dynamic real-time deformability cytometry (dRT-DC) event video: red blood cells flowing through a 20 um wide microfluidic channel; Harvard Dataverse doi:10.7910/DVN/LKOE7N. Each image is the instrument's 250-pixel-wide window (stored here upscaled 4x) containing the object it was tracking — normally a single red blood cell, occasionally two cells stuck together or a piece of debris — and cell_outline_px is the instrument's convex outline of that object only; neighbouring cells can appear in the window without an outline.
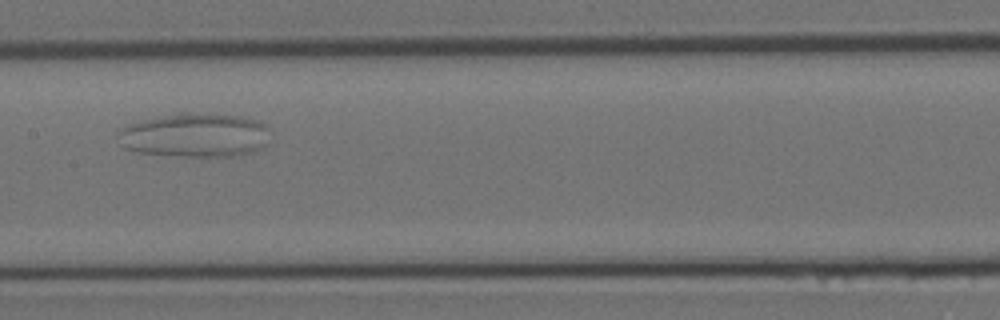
{"species": "Egyptian fruit bat (a non-hibernating species)", "species_latin": "Rousettus aegyptiacus", "temperature_condition": "room temperature", "stored_images_in_passage": 16, "segment_of_instrument_passage": [2, 2], "camera_frame_rate_fps": 3000, "um_per_image_px": 0.085, "animal": {"sex": "female"}, "frame": {"image": 1, "passage_image": 13, "time_ms": 4.0, "image_size_px": [1000, 320], "cell_outline_px": [[268, 128], [264, 144], [260, 148], [248, 152], [232, 156], [176, 156], [140, 152], [124, 148], [120, 144], [116, 132], [120, 128], [128, 124], [144, 120], [164, 116], [240, 116], [260, 120]], "centroid_in_image_um": [16.51, 11.54], "position_along_channel_um": 190.9, "area_um2": 37.57}}
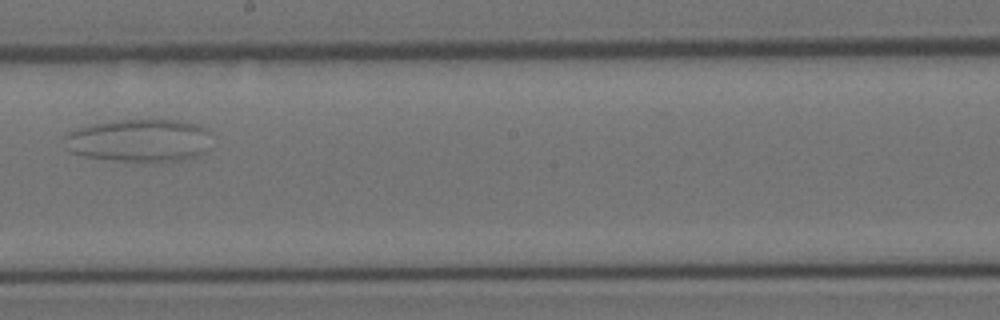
{"frame": {"image": 2, "passage_image": 15, "time_ms": 4.667, "image_size_px": [1000, 320], "cell_outline_px": [[212, 132], [208, 148], [196, 156], [180, 160], [116, 160], [84, 156], [68, 152], [64, 148], [64, 132], [76, 128], [92, 124], [116, 120], [176, 120], [196, 124], [208, 128]], "centroid_in_image_um": [11.79, 11.91], "position_along_channel_um": 236.4, "area_um2": 36.82}}